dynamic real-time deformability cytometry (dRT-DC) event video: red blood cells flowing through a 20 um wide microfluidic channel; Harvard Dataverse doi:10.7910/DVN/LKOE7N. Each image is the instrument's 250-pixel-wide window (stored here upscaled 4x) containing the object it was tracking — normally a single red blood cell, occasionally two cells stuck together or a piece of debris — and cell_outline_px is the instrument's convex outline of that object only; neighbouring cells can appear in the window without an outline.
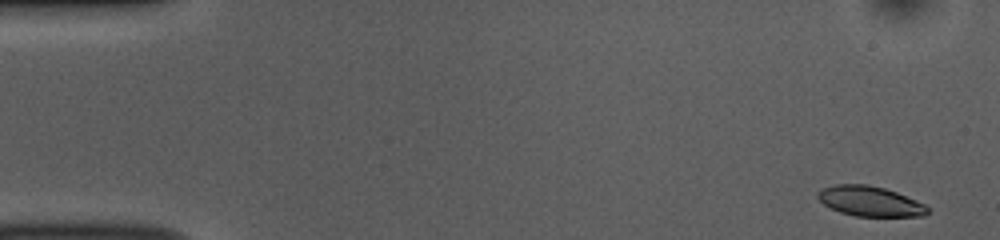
{"species": "common noctule bat (a hibernating species)", "species_latin": "Nyctalus noctula", "temperature_condition": "room temperature", "stored_images_in_passage": 51, "camera_frame_rate_fps": 3000, "um_per_image_px": 0.085, "animal": {"sex": "female", "body_mass_g": 10.0, "forearm_length_mm": 53.1}, "frame": {"image": 1, "passage_image": 1, "time_ms": 0.0, "image_size_px": [1000, 240], "cell_outline_px": [[928, 212], [924, 216], [856, 216], [840, 212], [824, 204], [816, 196], [816, 192], [820, 188], [836, 184], [868, 184], [884, 188], [896, 192], [916, 200], [924, 204], [928, 208]], "centroid_in_image_um": [73.91, 17.09], "position_along_channel_um": 11.1, "area_um2": 19.19}}
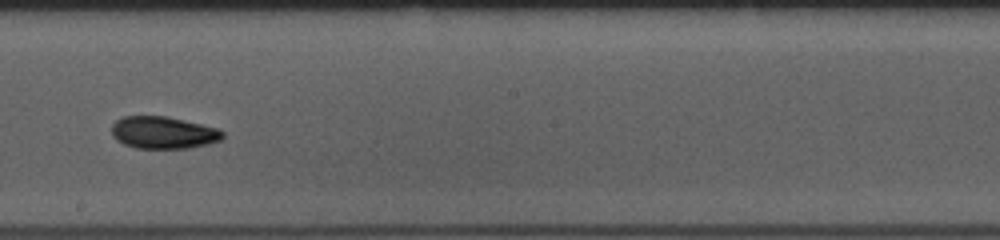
{"frame": {"image": 2, "passage_image": 28, "time_ms": 9.0, "image_size_px": [1000, 240], "cell_outline_px": [[224, 136], [220, 140], [208, 144], [188, 148], [136, 148], [124, 144], [116, 140], [112, 136], [112, 124], [116, 120], [124, 116], [168, 116], [220, 128], [224, 132]], "centroid_in_image_um": [13.9, 11.26], "position_along_channel_um": 234.3, "area_um2": 21.04}}
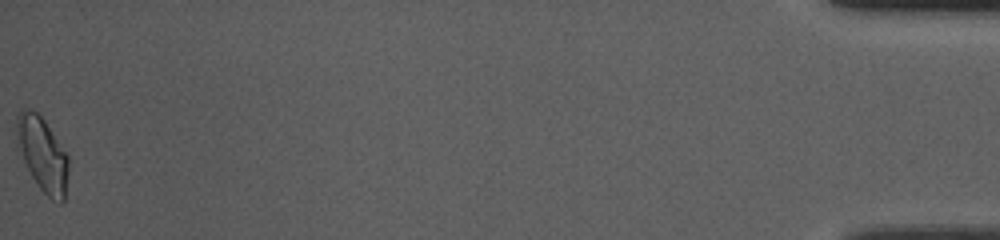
{"frame": {"image": 3, "passage_image": 51, "time_ms": 16.667, "image_size_px": [1000, 240], "cell_outline_px": [[68, 172], [64, 200], [60, 204], [52, 200], [40, 188], [16, 152], [16, 116], [20, 108], [28, 108], [36, 112], [44, 120], [68, 156]], "centroid_in_image_um": [3.56, 13.09], "position_along_channel_um": 431.6, "area_um2": 22.72}, "authors_computed_cell_mechanics": {"area_um2": 20.4612, "velocity_mm_per_s": 3.8342, "shape_relaxation_time_tau1_ms": 3.2595, "shape_relaxation_time_tau2_ms": 5.3907, "deformation_change_tau1": 0.1103, "deformation_change_tau2": 0.0996}}